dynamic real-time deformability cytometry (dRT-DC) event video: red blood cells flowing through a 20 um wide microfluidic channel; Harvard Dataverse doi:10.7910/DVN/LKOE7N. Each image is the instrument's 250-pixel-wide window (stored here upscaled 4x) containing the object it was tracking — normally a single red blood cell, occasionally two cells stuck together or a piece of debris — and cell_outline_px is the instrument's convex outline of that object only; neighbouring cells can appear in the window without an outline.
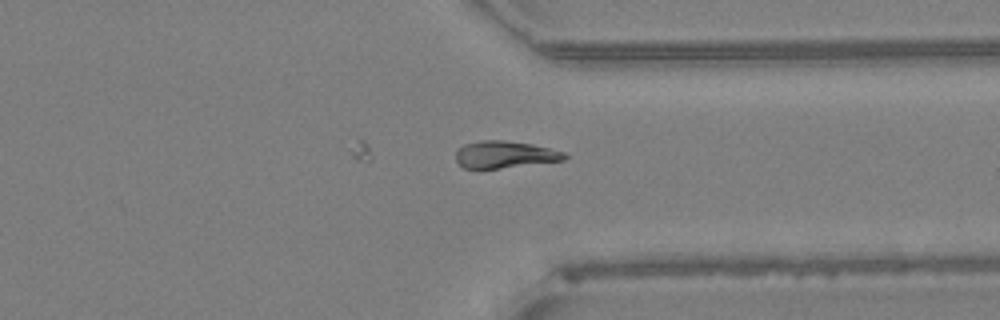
{"species": "Egyptian fruit bat (a non-hibernating species)", "species_latin": "Rousettus aegyptiacus", "temperature_condition": "warm", "stored_images_in_passage": 32, "camera_frame_rate_fps": 3000, "um_per_image_px": 0.085, "animal": {"sex": "female"}, "frame": {"image": 1, "passage_image": 32, "time_ms": 10.333, "image_size_px": [1000, 320], "cell_outline_px": [[568, 156], [564, 160], [500, 168], [464, 168], [456, 160], [456, 152], [464, 144], [480, 140], [504, 140], [532, 144], [564, 152]], "centroid_in_image_um": [42.9, 13.13], "position_along_channel_um": 368.5, "area_um2": 16.94}}